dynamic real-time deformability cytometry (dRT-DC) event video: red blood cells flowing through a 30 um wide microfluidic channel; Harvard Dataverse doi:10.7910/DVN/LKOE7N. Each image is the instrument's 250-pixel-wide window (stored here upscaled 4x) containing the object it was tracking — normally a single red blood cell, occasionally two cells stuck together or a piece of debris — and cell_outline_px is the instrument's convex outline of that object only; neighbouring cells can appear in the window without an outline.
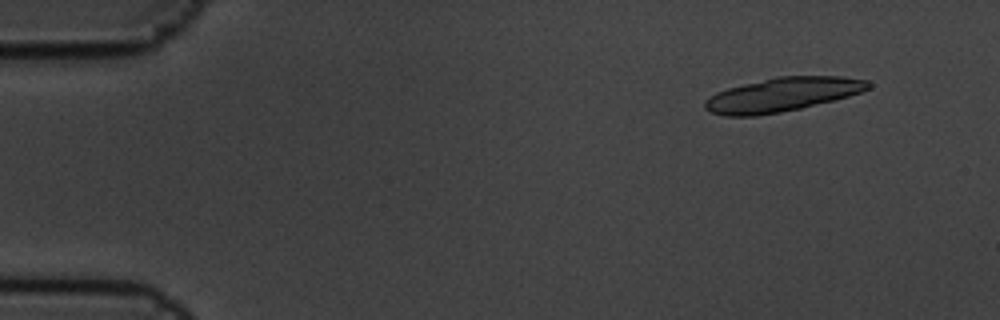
{"species": "common noctule bat (a hibernating species)", "species_latin": "Nyctalus noctula", "temperature_condition": "cold", "stored_images_in_passage": 6, "camera_frame_rate_fps": 3000, "um_per_image_px": 0.085, "animal": {"sex": "male", "body_mass_g": 19.5, "forearm_length_mm": 54.6}, "frame": {"image": 1, "passage_image": 2, "time_ms": 0.333, "image_size_px": [1000, 320], "cell_outline_px": [[872, 88], [848, 96], [800, 108], [780, 112], [756, 116], [724, 116], [708, 112], [704, 108], [704, 100], [716, 92], [728, 88], [776, 76], [840, 76], [868, 80], [872, 84]], "centroid_in_image_um": [66.47, 8.04], "position_along_channel_um": 18.5, "area_um2": 32.31}}
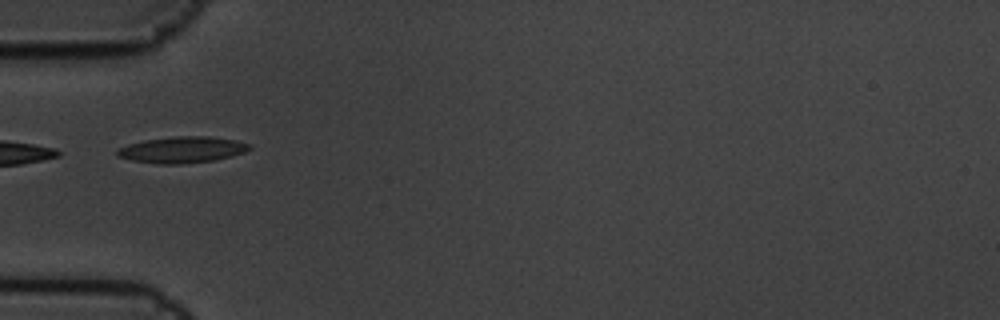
{"frame": {"image": 2, "passage_image": 6, "time_ms": 1.667, "image_size_px": [1000, 320], "cell_outline_px": [[252, 148], [244, 152], [232, 156], [216, 160], [180, 164], [160, 164], [132, 160], [116, 156], [116, 148], [128, 144], [144, 140], [176, 136], [208, 136], [236, 140], [252, 144]], "centroid_in_image_um": [15.49, 12.72], "position_along_channel_um": 69.5, "area_um2": 20.4}}